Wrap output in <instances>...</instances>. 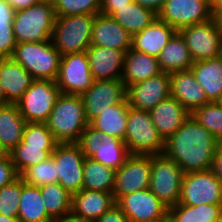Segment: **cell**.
<instances>
[{"label":"cell","instance_id":"cell-1","mask_svg":"<svg viewBox=\"0 0 222 222\" xmlns=\"http://www.w3.org/2000/svg\"><path fill=\"white\" fill-rule=\"evenodd\" d=\"M219 141L191 115L166 141L163 154L185 173L209 170Z\"/></svg>","mask_w":222,"mask_h":222},{"label":"cell","instance_id":"cell-2","mask_svg":"<svg viewBox=\"0 0 222 222\" xmlns=\"http://www.w3.org/2000/svg\"><path fill=\"white\" fill-rule=\"evenodd\" d=\"M46 125L58 143H77L89 125L82 97L60 93Z\"/></svg>","mask_w":222,"mask_h":222},{"label":"cell","instance_id":"cell-3","mask_svg":"<svg viewBox=\"0 0 222 222\" xmlns=\"http://www.w3.org/2000/svg\"><path fill=\"white\" fill-rule=\"evenodd\" d=\"M54 20L53 0H42L26 9L15 11L13 31L16 42L51 40Z\"/></svg>","mask_w":222,"mask_h":222},{"label":"cell","instance_id":"cell-4","mask_svg":"<svg viewBox=\"0 0 222 222\" xmlns=\"http://www.w3.org/2000/svg\"><path fill=\"white\" fill-rule=\"evenodd\" d=\"M11 58L37 80L56 81L61 54L51 40L17 43Z\"/></svg>","mask_w":222,"mask_h":222},{"label":"cell","instance_id":"cell-5","mask_svg":"<svg viewBox=\"0 0 222 222\" xmlns=\"http://www.w3.org/2000/svg\"><path fill=\"white\" fill-rule=\"evenodd\" d=\"M95 15L55 16L51 41L61 56L86 52L91 46Z\"/></svg>","mask_w":222,"mask_h":222},{"label":"cell","instance_id":"cell-6","mask_svg":"<svg viewBox=\"0 0 222 222\" xmlns=\"http://www.w3.org/2000/svg\"><path fill=\"white\" fill-rule=\"evenodd\" d=\"M130 154H163L165 141L154 126L149 111L129 107L124 138Z\"/></svg>","mask_w":222,"mask_h":222},{"label":"cell","instance_id":"cell-7","mask_svg":"<svg viewBox=\"0 0 222 222\" xmlns=\"http://www.w3.org/2000/svg\"><path fill=\"white\" fill-rule=\"evenodd\" d=\"M77 144L86 158L115 170L119 169L130 155L124 140L105 135L90 124L82 132Z\"/></svg>","mask_w":222,"mask_h":222},{"label":"cell","instance_id":"cell-8","mask_svg":"<svg viewBox=\"0 0 222 222\" xmlns=\"http://www.w3.org/2000/svg\"><path fill=\"white\" fill-rule=\"evenodd\" d=\"M184 172L164 154L152 155L149 189L168 208L179 203Z\"/></svg>","mask_w":222,"mask_h":222},{"label":"cell","instance_id":"cell-9","mask_svg":"<svg viewBox=\"0 0 222 222\" xmlns=\"http://www.w3.org/2000/svg\"><path fill=\"white\" fill-rule=\"evenodd\" d=\"M60 94L56 81L35 80L16 103L29 123H46Z\"/></svg>","mask_w":222,"mask_h":222},{"label":"cell","instance_id":"cell-10","mask_svg":"<svg viewBox=\"0 0 222 222\" xmlns=\"http://www.w3.org/2000/svg\"><path fill=\"white\" fill-rule=\"evenodd\" d=\"M194 62L222 55V31L213 18L179 30Z\"/></svg>","mask_w":222,"mask_h":222},{"label":"cell","instance_id":"cell-11","mask_svg":"<svg viewBox=\"0 0 222 222\" xmlns=\"http://www.w3.org/2000/svg\"><path fill=\"white\" fill-rule=\"evenodd\" d=\"M152 155L130 154L116 170L112 194L117 202L122 196L148 189L150 186Z\"/></svg>","mask_w":222,"mask_h":222},{"label":"cell","instance_id":"cell-12","mask_svg":"<svg viewBox=\"0 0 222 222\" xmlns=\"http://www.w3.org/2000/svg\"><path fill=\"white\" fill-rule=\"evenodd\" d=\"M178 204H222V184L210 169L185 173Z\"/></svg>","mask_w":222,"mask_h":222},{"label":"cell","instance_id":"cell-13","mask_svg":"<svg viewBox=\"0 0 222 222\" xmlns=\"http://www.w3.org/2000/svg\"><path fill=\"white\" fill-rule=\"evenodd\" d=\"M86 52L61 56L56 83L60 93L82 96L93 84Z\"/></svg>","mask_w":222,"mask_h":222},{"label":"cell","instance_id":"cell-14","mask_svg":"<svg viewBox=\"0 0 222 222\" xmlns=\"http://www.w3.org/2000/svg\"><path fill=\"white\" fill-rule=\"evenodd\" d=\"M57 165L58 183L70 194L79 192L83 186L85 156L77 143H58L51 154Z\"/></svg>","mask_w":222,"mask_h":222},{"label":"cell","instance_id":"cell-15","mask_svg":"<svg viewBox=\"0 0 222 222\" xmlns=\"http://www.w3.org/2000/svg\"><path fill=\"white\" fill-rule=\"evenodd\" d=\"M116 204L129 222H156L168 216L169 208L148 188L122 196Z\"/></svg>","mask_w":222,"mask_h":222},{"label":"cell","instance_id":"cell-16","mask_svg":"<svg viewBox=\"0 0 222 222\" xmlns=\"http://www.w3.org/2000/svg\"><path fill=\"white\" fill-rule=\"evenodd\" d=\"M157 17L179 31L212 18L209 0H166Z\"/></svg>","mask_w":222,"mask_h":222},{"label":"cell","instance_id":"cell-17","mask_svg":"<svg viewBox=\"0 0 222 222\" xmlns=\"http://www.w3.org/2000/svg\"><path fill=\"white\" fill-rule=\"evenodd\" d=\"M89 124L110 106L127 99L126 86L122 80H94L92 86L81 96Z\"/></svg>","mask_w":222,"mask_h":222},{"label":"cell","instance_id":"cell-18","mask_svg":"<svg viewBox=\"0 0 222 222\" xmlns=\"http://www.w3.org/2000/svg\"><path fill=\"white\" fill-rule=\"evenodd\" d=\"M170 73L137 82L126 88V99L131 108L150 111L171 96Z\"/></svg>","mask_w":222,"mask_h":222},{"label":"cell","instance_id":"cell-19","mask_svg":"<svg viewBox=\"0 0 222 222\" xmlns=\"http://www.w3.org/2000/svg\"><path fill=\"white\" fill-rule=\"evenodd\" d=\"M94 80H121L125 52L91 45L86 51Z\"/></svg>","mask_w":222,"mask_h":222},{"label":"cell","instance_id":"cell-20","mask_svg":"<svg viewBox=\"0 0 222 222\" xmlns=\"http://www.w3.org/2000/svg\"><path fill=\"white\" fill-rule=\"evenodd\" d=\"M91 45L122 50L131 48L132 36L113 17L96 14L92 26Z\"/></svg>","mask_w":222,"mask_h":222},{"label":"cell","instance_id":"cell-21","mask_svg":"<svg viewBox=\"0 0 222 222\" xmlns=\"http://www.w3.org/2000/svg\"><path fill=\"white\" fill-rule=\"evenodd\" d=\"M171 97H174L191 114L209 101L204 90L196 81L191 69L170 74Z\"/></svg>","mask_w":222,"mask_h":222},{"label":"cell","instance_id":"cell-22","mask_svg":"<svg viewBox=\"0 0 222 222\" xmlns=\"http://www.w3.org/2000/svg\"><path fill=\"white\" fill-rule=\"evenodd\" d=\"M115 204L112 192L81 189L72 195L71 214L94 222Z\"/></svg>","mask_w":222,"mask_h":222},{"label":"cell","instance_id":"cell-23","mask_svg":"<svg viewBox=\"0 0 222 222\" xmlns=\"http://www.w3.org/2000/svg\"><path fill=\"white\" fill-rule=\"evenodd\" d=\"M36 79L12 58H0V85L6 104H16Z\"/></svg>","mask_w":222,"mask_h":222},{"label":"cell","instance_id":"cell-24","mask_svg":"<svg viewBox=\"0 0 222 222\" xmlns=\"http://www.w3.org/2000/svg\"><path fill=\"white\" fill-rule=\"evenodd\" d=\"M152 122L164 141L174 134L190 113L174 97H168L149 111Z\"/></svg>","mask_w":222,"mask_h":222},{"label":"cell","instance_id":"cell-25","mask_svg":"<svg viewBox=\"0 0 222 222\" xmlns=\"http://www.w3.org/2000/svg\"><path fill=\"white\" fill-rule=\"evenodd\" d=\"M176 32V29L157 17L143 31L132 36L131 49L158 58Z\"/></svg>","mask_w":222,"mask_h":222},{"label":"cell","instance_id":"cell-26","mask_svg":"<svg viewBox=\"0 0 222 222\" xmlns=\"http://www.w3.org/2000/svg\"><path fill=\"white\" fill-rule=\"evenodd\" d=\"M161 73L157 57L134 51L131 48L125 53L121 80L126 88Z\"/></svg>","mask_w":222,"mask_h":222},{"label":"cell","instance_id":"cell-27","mask_svg":"<svg viewBox=\"0 0 222 222\" xmlns=\"http://www.w3.org/2000/svg\"><path fill=\"white\" fill-rule=\"evenodd\" d=\"M196 81L209 102H222V55L193 62L191 68Z\"/></svg>","mask_w":222,"mask_h":222},{"label":"cell","instance_id":"cell-28","mask_svg":"<svg viewBox=\"0 0 222 222\" xmlns=\"http://www.w3.org/2000/svg\"><path fill=\"white\" fill-rule=\"evenodd\" d=\"M26 123L17 104L0 106V145L7 154L22 140Z\"/></svg>","mask_w":222,"mask_h":222},{"label":"cell","instance_id":"cell-29","mask_svg":"<svg viewBox=\"0 0 222 222\" xmlns=\"http://www.w3.org/2000/svg\"><path fill=\"white\" fill-rule=\"evenodd\" d=\"M160 69L164 73L189 70L193 64L186 41L177 31L158 56Z\"/></svg>","mask_w":222,"mask_h":222},{"label":"cell","instance_id":"cell-30","mask_svg":"<svg viewBox=\"0 0 222 222\" xmlns=\"http://www.w3.org/2000/svg\"><path fill=\"white\" fill-rule=\"evenodd\" d=\"M129 111L128 101L110 106L97 116L90 125L105 135L124 140Z\"/></svg>","mask_w":222,"mask_h":222},{"label":"cell","instance_id":"cell-31","mask_svg":"<svg viewBox=\"0 0 222 222\" xmlns=\"http://www.w3.org/2000/svg\"><path fill=\"white\" fill-rule=\"evenodd\" d=\"M18 218L21 222H52L43 203L40 187L23 181L19 199Z\"/></svg>","mask_w":222,"mask_h":222},{"label":"cell","instance_id":"cell-32","mask_svg":"<svg viewBox=\"0 0 222 222\" xmlns=\"http://www.w3.org/2000/svg\"><path fill=\"white\" fill-rule=\"evenodd\" d=\"M168 217L171 222H222V204H176L169 208Z\"/></svg>","mask_w":222,"mask_h":222},{"label":"cell","instance_id":"cell-33","mask_svg":"<svg viewBox=\"0 0 222 222\" xmlns=\"http://www.w3.org/2000/svg\"><path fill=\"white\" fill-rule=\"evenodd\" d=\"M112 17L133 36L150 25L157 18V14L132 1L123 8H117Z\"/></svg>","mask_w":222,"mask_h":222},{"label":"cell","instance_id":"cell-34","mask_svg":"<svg viewBox=\"0 0 222 222\" xmlns=\"http://www.w3.org/2000/svg\"><path fill=\"white\" fill-rule=\"evenodd\" d=\"M115 173V169L85 157L82 189L112 192Z\"/></svg>","mask_w":222,"mask_h":222},{"label":"cell","instance_id":"cell-35","mask_svg":"<svg viewBox=\"0 0 222 222\" xmlns=\"http://www.w3.org/2000/svg\"><path fill=\"white\" fill-rule=\"evenodd\" d=\"M40 192L48 216L52 220L71 214L72 194L58 182L41 186Z\"/></svg>","mask_w":222,"mask_h":222},{"label":"cell","instance_id":"cell-36","mask_svg":"<svg viewBox=\"0 0 222 222\" xmlns=\"http://www.w3.org/2000/svg\"><path fill=\"white\" fill-rule=\"evenodd\" d=\"M190 115L222 142V102L206 103Z\"/></svg>","mask_w":222,"mask_h":222},{"label":"cell","instance_id":"cell-37","mask_svg":"<svg viewBox=\"0 0 222 222\" xmlns=\"http://www.w3.org/2000/svg\"><path fill=\"white\" fill-rule=\"evenodd\" d=\"M20 177L26 184L37 187L48 185L50 183H56L59 181L57 165L52 156H50L46 161L26 168L20 174Z\"/></svg>","mask_w":222,"mask_h":222},{"label":"cell","instance_id":"cell-38","mask_svg":"<svg viewBox=\"0 0 222 222\" xmlns=\"http://www.w3.org/2000/svg\"><path fill=\"white\" fill-rule=\"evenodd\" d=\"M9 155L19 175L26 168L46 161L51 156L43 147L29 146L22 140Z\"/></svg>","mask_w":222,"mask_h":222},{"label":"cell","instance_id":"cell-39","mask_svg":"<svg viewBox=\"0 0 222 222\" xmlns=\"http://www.w3.org/2000/svg\"><path fill=\"white\" fill-rule=\"evenodd\" d=\"M22 141L29 146L43 147L50 155L54 152L58 144L46 123L27 122L24 128Z\"/></svg>","mask_w":222,"mask_h":222},{"label":"cell","instance_id":"cell-40","mask_svg":"<svg viewBox=\"0 0 222 222\" xmlns=\"http://www.w3.org/2000/svg\"><path fill=\"white\" fill-rule=\"evenodd\" d=\"M55 16L100 13L101 0H53Z\"/></svg>","mask_w":222,"mask_h":222},{"label":"cell","instance_id":"cell-41","mask_svg":"<svg viewBox=\"0 0 222 222\" xmlns=\"http://www.w3.org/2000/svg\"><path fill=\"white\" fill-rule=\"evenodd\" d=\"M23 179L19 176L12 183L0 189V214L18 217L19 199L22 193Z\"/></svg>","mask_w":222,"mask_h":222},{"label":"cell","instance_id":"cell-42","mask_svg":"<svg viewBox=\"0 0 222 222\" xmlns=\"http://www.w3.org/2000/svg\"><path fill=\"white\" fill-rule=\"evenodd\" d=\"M14 20H0V58H11L17 44L14 31Z\"/></svg>","mask_w":222,"mask_h":222},{"label":"cell","instance_id":"cell-43","mask_svg":"<svg viewBox=\"0 0 222 222\" xmlns=\"http://www.w3.org/2000/svg\"><path fill=\"white\" fill-rule=\"evenodd\" d=\"M19 176L9 154L0 159V189L12 183Z\"/></svg>","mask_w":222,"mask_h":222},{"label":"cell","instance_id":"cell-44","mask_svg":"<svg viewBox=\"0 0 222 222\" xmlns=\"http://www.w3.org/2000/svg\"><path fill=\"white\" fill-rule=\"evenodd\" d=\"M94 222H129V219L119 206L115 204Z\"/></svg>","mask_w":222,"mask_h":222},{"label":"cell","instance_id":"cell-45","mask_svg":"<svg viewBox=\"0 0 222 222\" xmlns=\"http://www.w3.org/2000/svg\"><path fill=\"white\" fill-rule=\"evenodd\" d=\"M133 0H101L100 13L113 16L117 12V8H123Z\"/></svg>","mask_w":222,"mask_h":222},{"label":"cell","instance_id":"cell-46","mask_svg":"<svg viewBox=\"0 0 222 222\" xmlns=\"http://www.w3.org/2000/svg\"><path fill=\"white\" fill-rule=\"evenodd\" d=\"M210 170L222 184V142L217 145Z\"/></svg>","mask_w":222,"mask_h":222},{"label":"cell","instance_id":"cell-47","mask_svg":"<svg viewBox=\"0 0 222 222\" xmlns=\"http://www.w3.org/2000/svg\"><path fill=\"white\" fill-rule=\"evenodd\" d=\"M137 2L139 5L151 9L155 14L161 11L164 6L166 0H133Z\"/></svg>","mask_w":222,"mask_h":222},{"label":"cell","instance_id":"cell-48","mask_svg":"<svg viewBox=\"0 0 222 222\" xmlns=\"http://www.w3.org/2000/svg\"><path fill=\"white\" fill-rule=\"evenodd\" d=\"M15 10L7 0H0V20H14Z\"/></svg>","mask_w":222,"mask_h":222},{"label":"cell","instance_id":"cell-49","mask_svg":"<svg viewBox=\"0 0 222 222\" xmlns=\"http://www.w3.org/2000/svg\"><path fill=\"white\" fill-rule=\"evenodd\" d=\"M15 11L26 9L42 0H7Z\"/></svg>","mask_w":222,"mask_h":222},{"label":"cell","instance_id":"cell-50","mask_svg":"<svg viewBox=\"0 0 222 222\" xmlns=\"http://www.w3.org/2000/svg\"><path fill=\"white\" fill-rule=\"evenodd\" d=\"M212 18L217 24V27L222 31V5L218 6L213 12H212Z\"/></svg>","mask_w":222,"mask_h":222},{"label":"cell","instance_id":"cell-51","mask_svg":"<svg viewBox=\"0 0 222 222\" xmlns=\"http://www.w3.org/2000/svg\"><path fill=\"white\" fill-rule=\"evenodd\" d=\"M52 222H91V221L83 220L72 214H69L61 218L55 219Z\"/></svg>","mask_w":222,"mask_h":222},{"label":"cell","instance_id":"cell-52","mask_svg":"<svg viewBox=\"0 0 222 222\" xmlns=\"http://www.w3.org/2000/svg\"><path fill=\"white\" fill-rule=\"evenodd\" d=\"M0 222H21L18 217H8L0 214Z\"/></svg>","mask_w":222,"mask_h":222},{"label":"cell","instance_id":"cell-53","mask_svg":"<svg viewBox=\"0 0 222 222\" xmlns=\"http://www.w3.org/2000/svg\"><path fill=\"white\" fill-rule=\"evenodd\" d=\"M209 5L213 12L218 6L222 5V0H209Z\"/></svg>","mask_w":222,"mask_h":222},{"label":"cell","instance_id":"cell-54","mask_svg":"<svg viewBox=\"0 0 222 222\" xmlns=\"http://www.w3.org/2000/svg\"><path fill=\"white\" fill-rule=\"evenodd\" d=\"M6 104L5 93L0 85V106Z\"/></svg>","mask_w":222,"mask_h":222},{"label":"cell","instance_id":"cell-55","mask_svg":"<svg viewBox=\"0 0 222 222\" xmlns=\"http://www.w3.org/2000/svg\"><path fill=\"white\" fill-rule=\"evenodd\" d=\"M7 155V152L0 145V159L4 158Z\"/></svg>","mask_w":222,"mask_h":222},{"label":"cell","instance_id":"cell-56","mask_svg":"<svg viewBox=\"0 0 222 222\" xmlns=\"http://www.w3.org/2000/svg\"><path fill=\"white\" fill-rule=\"evenodd\" d=\"M156 222H171L169 217L167 216L166 218L160 220V221H156Z\"/></svg>","mask_w":222,"mask_h":222}]
</instances>
